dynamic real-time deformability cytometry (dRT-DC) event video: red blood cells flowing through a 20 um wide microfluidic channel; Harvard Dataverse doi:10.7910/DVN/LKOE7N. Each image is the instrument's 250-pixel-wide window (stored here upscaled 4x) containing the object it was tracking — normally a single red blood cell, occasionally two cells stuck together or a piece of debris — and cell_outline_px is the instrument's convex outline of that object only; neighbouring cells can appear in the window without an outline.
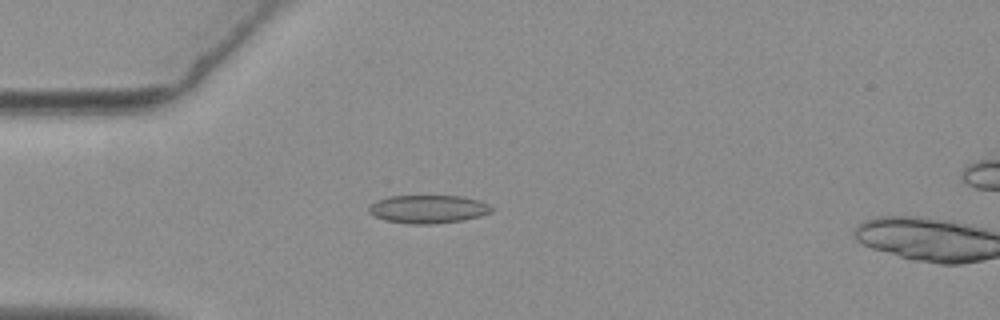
{"species": "common noctule bat (a hibernating species)", "species_latin": "Nyctalus noctula", "temperature_condition": "warm", "stored_images_in_passage": 18, "camera_frame_rate_fps": 3000, "um_per_image_px": 0.085, "animal": {"sex": "female", "body_mass_g": 19.3, "forearm_length_mm": 54.1}, "frame": {"image": 1, "passage_image": 16, "time_ms": 5.0, "image_size_px": [1000, 320], "cell_outline_px": [[492, 212], [480, 216], [464, 220], [432, 224], [408, 224], [384, 220], [368, 212], [368, 208], [376, 200], [388, 196], [464, 196], [480, 200], [488, 204], [492, 208]], "centroid_in_image_um": [36.4, 17.77], "position_along_channel_um": 48.6, "area_um2": 20.29}}